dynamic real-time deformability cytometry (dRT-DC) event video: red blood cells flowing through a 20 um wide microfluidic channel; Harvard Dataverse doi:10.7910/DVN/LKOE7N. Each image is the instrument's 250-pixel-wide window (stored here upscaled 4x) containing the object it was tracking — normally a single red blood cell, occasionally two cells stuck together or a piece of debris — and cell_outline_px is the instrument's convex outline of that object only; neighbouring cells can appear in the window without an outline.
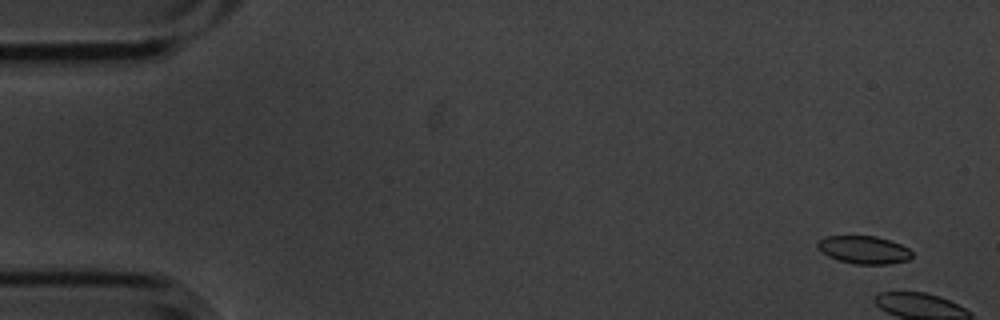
{"species": "common noctule bat (a hibernating species)", "species_latin": "Nyctalus noctula", "temperature_condition": "cold", "stored_images_in_passage": 6, "camera_frame_rate_fps": 3000, "um_per_image_px": 0.085, "animal": {"sex": "male", "body_mass_g": 20.1, "forearm_length_mm": 53.5}, "frame": {"image": 1, "passage_image": 1, "time_ms": 0.0, "image_size_px": [1000, 320], "cell_outline_px": [[912, 256], [908, 260], [888, 264], [856, 264], [840, 260], [828, 256], [820, 252], [816, 248], [816, 244], [824, 236], [876, 236], [900, 244], [908, 248], [912, 252]], "centroid_in_image_um": [73.4, 21.23], "position_along_channel_um": 11.6, "area_um2": 15.32}}